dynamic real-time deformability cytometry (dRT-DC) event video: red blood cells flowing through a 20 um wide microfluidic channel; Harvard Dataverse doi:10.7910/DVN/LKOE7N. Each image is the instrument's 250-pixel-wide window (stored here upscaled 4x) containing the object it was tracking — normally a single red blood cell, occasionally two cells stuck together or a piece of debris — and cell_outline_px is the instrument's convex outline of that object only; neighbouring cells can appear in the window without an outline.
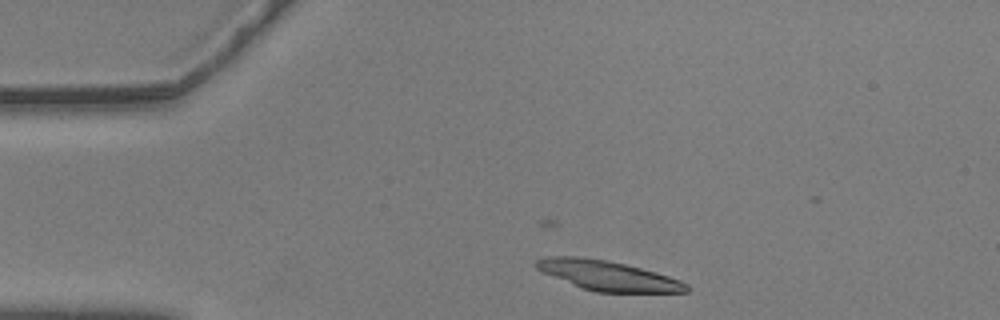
{"species": "common noctule bat (a hibernating species)", "species_latin": "Nyctalus noctula", "temperature_condition": "warm", "stored_images_in_passage": 45, "camera_frame_rate_fps": 3000, "um_per_image_px": 0.085, "animal": {"sex": "male", "body_mass_g": 20.5, "forearm_length_mm": 52.5}, "frame": {"image": 1, "passage_image": 3, "time_ms": 0.667, "image_size_px": [1000, 320], "cell_outline_px": [[688, 292], [596, 292], [584, 288], [544, 272], [536, 268], [532, 264], [536, 260], [548, 256], [580, 256], [608, 260], [656, 272], [680, 280], [688, 284]], "centroid_in_image_um": [51.67, 23.41], "position_along_channel_um": 33.3, "area_um2": 25.72}}
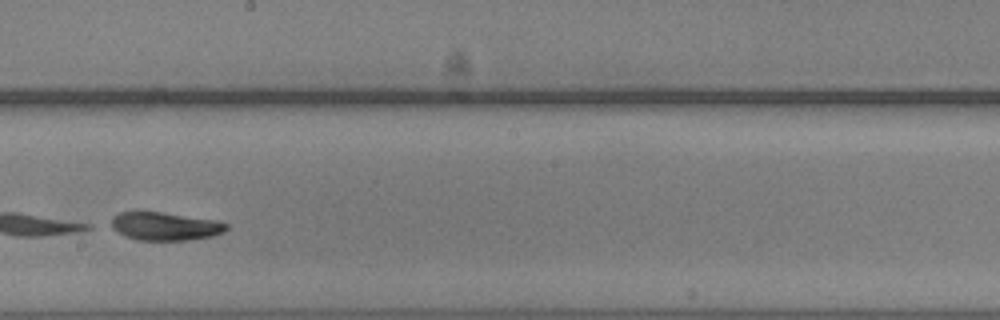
{"frame": {"image": 2, "passage_image": 24, "time_ms": 7.667, "image_size_px": [1000, 320], "cell_outline_px": [[228, 228], [224, 232], [212, 236], [188, 240], [136, 240], [124, 236], [108, 228], [104, 224], [112, 216], [120, 212], [136, 208], [140, 208], [216, 220], [228, 224]], "centroid_in_image_um": [13.85, 19.18], "position_along_channel_um": 234.3, "area_um2": 20.23}}